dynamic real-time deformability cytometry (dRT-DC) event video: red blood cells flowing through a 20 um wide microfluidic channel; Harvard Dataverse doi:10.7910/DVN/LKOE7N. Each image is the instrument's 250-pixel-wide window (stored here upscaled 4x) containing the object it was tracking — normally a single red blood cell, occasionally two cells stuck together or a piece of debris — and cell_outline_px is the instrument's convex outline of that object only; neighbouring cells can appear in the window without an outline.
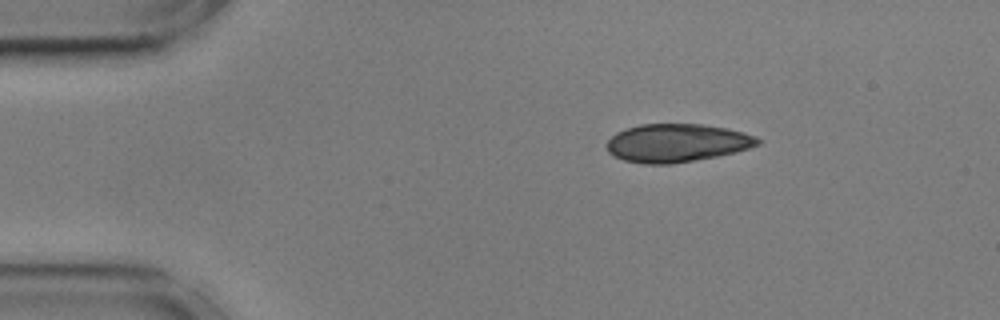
{"species": "common noctule bat (a hibernating species)", "species_latin": "Nyctalus noctula", "temperature_condition": "cold", "stored_images_in_passage": 9, "camera_frame_rate_fps": 3000, "um_per_image_px": 0.085, "animal": {"sex": "male", "body_mass_g": 17.9, "forearm_length_mm": 54.2}, "frame": {"image": 1, "passage_image": 1, "time_ms": 0.0, "image_size_px": [1000, 320], "cell_outline_px": [[760, 144], [736, 152], [716, 156], [668, 164], [644, 164], [624, 160], [612, 156], [608, 152], [608, 140], [616, 132], [640, 124], [700, 124], [728, 128], [744, 132], [756, 136], [760, 140]], "centroid_in_image_um": [57.53, 12.14], "position_along_channel_um": 27.5, "area_um2": 33.47}}